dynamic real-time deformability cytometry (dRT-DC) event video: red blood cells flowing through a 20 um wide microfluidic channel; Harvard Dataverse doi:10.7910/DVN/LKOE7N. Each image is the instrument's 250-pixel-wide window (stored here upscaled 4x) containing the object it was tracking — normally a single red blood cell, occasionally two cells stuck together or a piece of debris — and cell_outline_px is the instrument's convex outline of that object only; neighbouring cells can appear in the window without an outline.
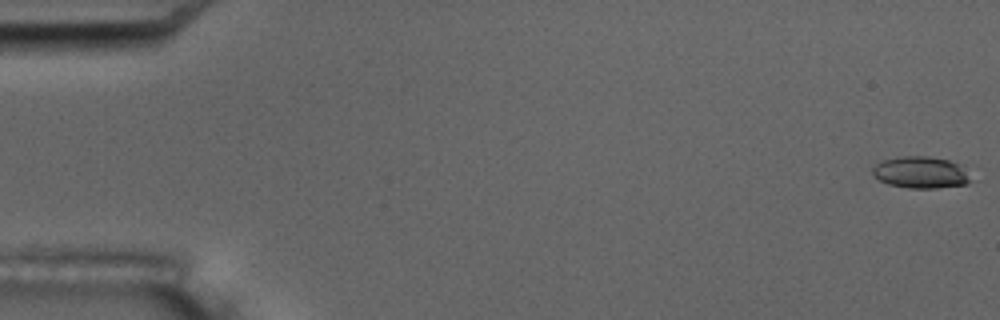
{"species": "common noctule bat (a hibernating species)", "species_latin": "Nyctalus noctula", "temperature_condition": "room temperature", "stored_images_in_passage": 8, "camera_frame_rate_fps": 3000, "um_per_image_px": 0.085, "animal": {"sex": "male", "body_mass_g": 17.5, "forearm_length_mm": 52.3}, "frame": {"image": 1, "passage_image": 1, "time_ms": 0.0, "image_size_px": [1000, 320], "cell_outline_px": [[980, 180], [968, 184], [936, 188], [908, 188], [888, 184], [872, 176], [872, 168], [876, 164], [884, 160], [900, 156], [928, 156], [948, 160], [956, 164]], "centroid_in_image_um": [78.33, 14.67], "position_along_channel_um": 6.7, "area_um2": 18.5}}
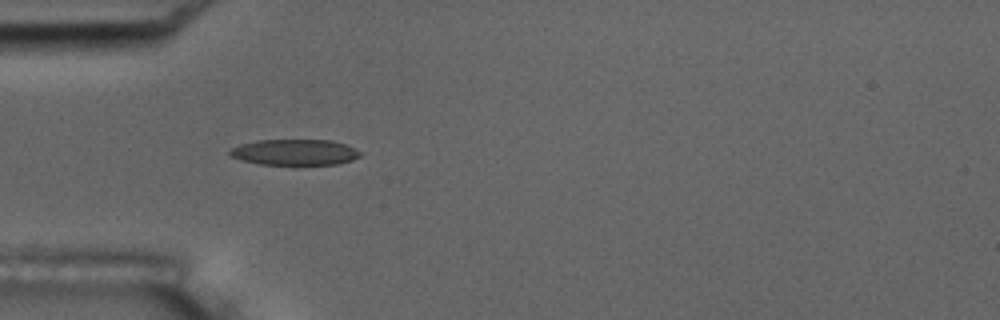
{"frame": {"image": 2, "passage_image": 6, "time_ms": 5.667, "image_size_px": [1000, 320], "cell_outline_px": [[360, 156], [352, 160], [336, 164], [260, 164], [240, 160], [232, 156], [228, 152], [232, 148], [240, 144], [256, 140], [332, 140], [344, 144], [360, 152]], "centroid_in_image_um": [25.02, 12.93], "position_along_channel_um": 60.0, "area_um2": 19.42}}